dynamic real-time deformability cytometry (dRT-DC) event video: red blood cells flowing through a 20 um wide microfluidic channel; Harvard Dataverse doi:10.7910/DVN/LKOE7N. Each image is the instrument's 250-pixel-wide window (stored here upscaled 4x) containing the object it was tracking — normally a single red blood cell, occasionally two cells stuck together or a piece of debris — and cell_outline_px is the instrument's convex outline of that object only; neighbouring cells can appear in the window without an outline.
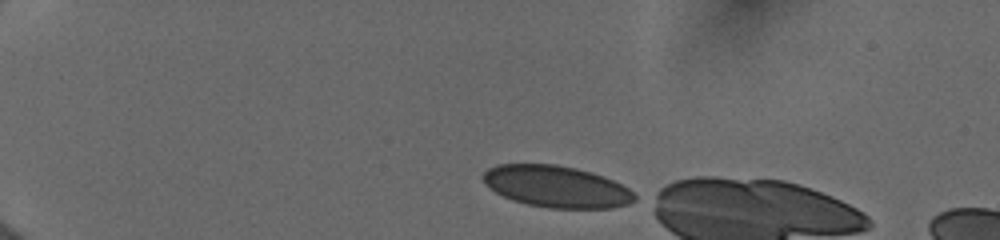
{"species": "human", "species_latin": "Homo sapiens", "temperature_condition": "cold", "stored_images_in_passage": 7, "camera_frame_rate_fps": 3000, "um_per_image_px": 0.085, "donor": {"sex": "female"}, "frame": {"image": 1, "passage_image": 1, "time_ms": 0.0, "image_size_px": [1000, 240], "cell_outline_px": [[640, 196], [636, 200], [628, 204], [612, 208], [548, 208], [528, 204], [512, 200], [496, 192], [484, 184], [484, 172], [488, 168], [496, 164], [556, 164], [576, 168], [592, 172], [604, 176], [628, 188]], "centroid_in_image_um": [47.33, 15.86], "position_along_channel_um": 37.7, "area_um2": 36.93}}